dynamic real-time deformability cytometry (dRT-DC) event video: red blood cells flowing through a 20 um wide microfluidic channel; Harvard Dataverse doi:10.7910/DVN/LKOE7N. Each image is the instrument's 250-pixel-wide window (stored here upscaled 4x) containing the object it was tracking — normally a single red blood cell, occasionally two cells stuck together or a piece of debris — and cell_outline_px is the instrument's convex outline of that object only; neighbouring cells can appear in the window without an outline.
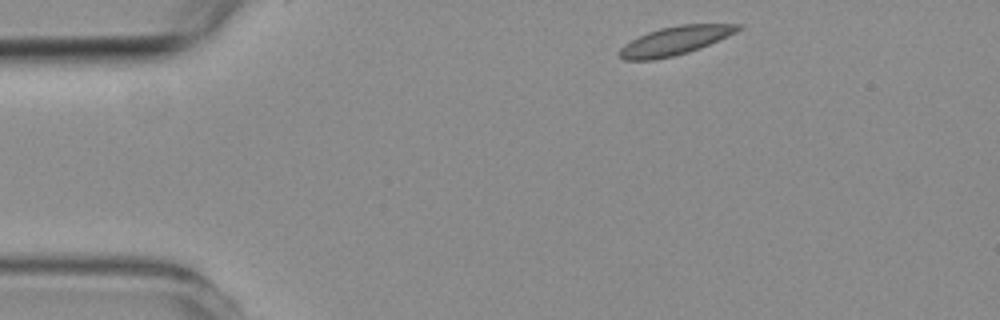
{"species": "common noctule bat (a hibernating species)", "species_latin": "Nyctalus noctula", "temperature_condition": "room temperature", "stored_images_in_passage": 3, "camera_frame_rate_fps": 3000, "um_per_image_px": 0.085, "animal": {"sex": "female", "body_mass_g": 19.3, "forearm_length_mm": 54.1}, "frame": {"image": 1, "passage_image": 1, "time_ms": 0.0, "image_size_px": [1000, 320], "cell_outline_px": [[744, 28], [728, 36], [700, 48], [688, 52], [672, 56], [652, 60], [624, 60], [620, 56], [620, 48], [624, 44], [648, 32], [660, 28], [680, 24], [744, 24]], "centroid_in_image_um": [57.42, 3.44], "position_along_channel_um": 27.6, "area_um2": 19.59}}